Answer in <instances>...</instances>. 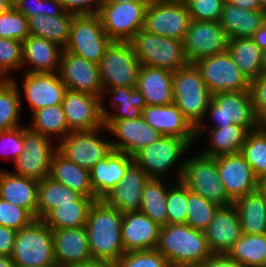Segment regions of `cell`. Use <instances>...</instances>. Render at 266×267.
Here are the masks:
<instances>
[{
	"label": "cell",
	"instance_id": "1",
	"mask_svg": "<svg viewBox=\"0 0 266 267\" xmlns=\"http://www.w3.org/2000/svg\"><path fill=\"white\" fill-rule=\"evenodd\" d=\"M123 213L102 199L91 205L86 222L91 257L114 264L125 253L121 238Z\"/></svg>",
	"mask_w": 266,
	"mask_h": 267
},
{
	"label": "cell",
	"instance_id": "2",
	"mask_svg": "<svg viewBox=\"0 0 266 267\" xmlns=\"http://www.w3.org/2000/svg\"><path fill=\"white\" fill-rule=\"evenodd\" d=\"M155 249L171 267H195L213 255L204 231L196 230L186 223L161 226Z\"/></svg>",
	"mask_w": 266,
	"mask_h": 267
},
{
	"label": "cell",
	"instance_id": "3",
	"mask_svg": "<svg viewBox=\"0 0 266 267\" xmlns=\"http://www.w3.org/2000/svg\"><path fill=\"white\" fill-rule=\"evenodd\" d=\"M173 96L174 104L182 114L196 128V139L207 133L210 125L204 124L206 111L212 99V93L208 90L202 78L200 70L195 64H188L173 71Z\"/></svg>",
	"mask_w": 266,
	"mask_h": 267
},
{
	"label": "cell",
	"instance_id": "4",
	"mask_svg": "<svg viewBox=\"0 0 266 267\" xmlns=\"http://www.w3.org/2000/svg\"><path fill=\"white\" fill-rule=\"evenodd\" d=\"M177 164V181L181 180L190 191L219 206L233 203L222 184L214 157L199 152L197 156L181 159Z\"/></svg>",
	"mask_w": 266,
	"mask_h": 267
},
{
	"label": "cell",
	"instance_id": "5",
	"mask_svg": "<svg viewBox=\"0 0 266 267\" xmlns=\"http://www.w3.org/2000/svg\"><path fill=\"white\" fill-rule=\"evenodd\" d=\"M16 267L57 266L54 257L53 231L41 219L17 232L11 255Z\"/></svg>",
	"mask_w": 266,
	"mask_h": 267
},
{
	"label": "cell",
	"instance_id": "6",
	"mask_svg": "<svg viewBox=\"0 0 266 267\" xmlns=\"http://www.w3.org/2000/svg\"><path fill=\"white\" fill-rule=\"evenodd\" d=\"M130 43L141 65L176 71L189 64L183 41L141 29Z\"/></svg>",
	"mask_w": 266,
	"mask_h": 267
},
{
	"label": "cell",
	"instance_id": "7",
	"mask_svg": "<svg viewBox=\"0 0 266 267\" xmlns=\"http://www.w3.org/2000/svg\"><path fill=\"white\" fill-rule=\"evenodd\" d=\"M140 66L130 41H112L98 63L102 88L136 87Z\"/></svg>",
	"mask_w": 266,
	"mask_h": 267
},
{
	"label": "cell",
	"instance_id": "8",
	"mask_svg": "<svg viewBox=\"0 0 266 267\" xmlns=\"http://www.w3.org/2000/svg\"><path fill=\"white\" fill-rule=\"evenodd\" d=\"M207 113L215 123L211 129L236 124L250 132L261 126L253 106L250 91L221 92L212 95L206 116Z\"/></svg>",
	"mask_w": 266,
	"mask_h": 267
},
{
	"label": "cell",
	"instance_id": "9",
	"mask_svg": "<svg viewBox=\"0 0 266 267\" xmlns=\"http://www.w3.org/2000/svg\"><path fill=\"white\" fill-rule=\"evenodd\" d=\"M111 42L98 14L75 15L64 50L98 64Z\"/></svg>",
	"mask_w": 266,
	"mask_h": 267
},
{
	"label": "cell",
	"instance_id": "10",
	"mask_svg": "<svg viewBox=\"0 0 266 267\" xmlns=\"http://www.w3.org/2000/svg\"><path fill=\"white\" fill-rule=\"evenodd\" d=\"M194 64L212 95L250 91L251 80L235 65L228 51L200 59Z\"/></svg>",
	"mask_w": 266,
	"mask_h": 267
},
{
	"label": "cell",
	"instance_id": "11",
	"mask_svg": "<svg viewBox=\"0 0 266 267\" xmlns=\"http://www.w3.org/2000/svg\"><path fill=\"white\" fill-rule=\"evenodd\" d=\"M102 129L106 130L103 126L91 131H71L57 142V151L78 166L91 170L113 151L111 140L98 135Z\"/></svg>",
	"mask_w": 266,
	"mask_h": 267
},
{
	"label": "cell",
	"instance_id": "12",
	"mask_svg": "<svg viewBox=\"0 0 266 267\" xmlns=\"http://www.w3.org/2000/svg\"><path fill=\"white\" fill-rule=\"evenodd\" d=\"M149 3H103L98 15L109 38L112 41H130L144 27Z\"/></svg>",
	"mask_w": 266,
	"mask_h": 267
},
{
	"label": "cell",
	"instance_id": "13",
	"mask_svg": "<svg viewBox=\"0 0 266 267\" xmlns=\"http://www.w3.org/2000/svg\"><path fill=\"white\" fill-rule=\"evenodd\" d=\"M190 146L187 140L162 135L156 142L138 151L133 156L134 162L149 178L164 179Z\"/></svg>",
	"mask_w": 266,
	"mask_h": 267
},
{
	"label": "cell",
	"instance_id": "14",
	"mask_svg": "<svg viewBox=\"0 0 266 267\" xmlns=\"http://www.w3.org/2000/svg\"><path fill=\"white\" fill-rule=\"evenodd\" d=\"M22 152L14 164V174L40 181L49 176L51 159L57 151V144H52L51 138L32 131L28 125H23Z\"/></svg>",
	"mask_w": 266,
	"mask_h": 267
},
{
	"label": "cell",
	"instance_id": "15",
	"mask_svg": "<svg viewBox=\"0 0 266 267\" xmlns=\"http://www.w3.org/2000/svg\"><path fill=\"white\" fill-rule=\"evenodd\" d=\"M192 21L186 4L150 2L143 29L158 36L183 41Z\"/></svg>",
	"mask_w": 266,
	"mask_h": 267
},
{
	"label": "cell",
	"instance_id": "16",
	"mask_svg": "<svg viewBox=\"0 0 266 267\" xmlns=\"http://www.w3.org/2000/svg\"><path fill=\"white\" fill-rule=\"evenodd\" d=\"M190 64L227 51L228 37L219 22L192 20L183 39Z\"/></svg>",
	"mask_w": 266,
	"mask_h": 267
},
{
	"label": "cell",
	"instance_id": "17",
	"mask_svg": "<svg viewBox=\"0 0 266 267\" xmlns=\"http://www.w3.org/2000/svg\"><path fill=\"white\" fill-rule=\"evenodd\" d=\"M58 74L68 90L101 97L103 88L97 63L63 49Z\"/></svg>",
	"mask_w": 266,
	"mask_h": 267
},
{
	"label": "cell",
	"instance_id": "18",
	"mask_svg": "<svg viewBox=\"0 0 266 267\" xmlns=\"http://www.w3.org/2000/svg\"><path fill=\"white\" fill-rule=\"evenodd\" d=\"M104 127L116 137V140H111L113 150L129 156H134L142 148L156 142L162 136L147 124L142 116L136 119L104 121Z\"/></svg>",
	"mask_w": 266,
	"mask_h": 267
},
{
	"label": "cell",
	"instance_id": "19",
	"mask_svg": "<svg viewBox=\"0 0 266 267\" xmlns=\"http://www.w3.org/2000/svg\"><path fill=\"white\" fill-rule=\"evenodd\" d=\"M62 106L71 131H91L104 126L101 97L67 89Z\"/></svg>",
	"mask_w": 266,
	"mask_h": 267
},
{
	"label": "cell",
	"instance_id": "20",
	"mask_svg": "<svg viewBox=\"0 0 266 267\" xmlns=\"http://www.w3.org/2000/svg\"><path fill=\"white\" fill-rule=\"evenodd\" d=\"M215 160L222 184L233 202L256 191L258 178L240 153L218 156Z\"/></svg>",
	"mask_w": 266,
	"mask_h": 267
},
{
	"label": "cell",
	"instance_id": "21",
	"mask_svg": "<svg viewBox=\"0 0 266 267\" xmlns=\"http://www.w3.org/2000/svg\"><path fill=\"white\" fill-rule=\"evenodd\" d=\"M22 77L21 85L32 113L46 106L62 104L67 88L58 72H24Z\"/></svg>",
	"mask_w": 266,
	"mask_h": 267
},
{
	"label": "cell",
	"instance_id": "22",
	"mask_svg": "<svg viewBox=\"0 0 266 267\" xmlns=\"http://www.w3.org/2000/svg\"><path fill=\"white\" fill-rule=\"evenodd\" d=\"M147 124L164 136H175L187 140L191 145L197 141L196 128L174 104L147 105L142 111Z\"/></svg>",
	"mask_w": 266,
	"mask_h": 267
},
{
	"label": "cell",
	"instance_id": "23",
	"mask_svg": "<svg viewBox=\"0 0 266 267\" xmlns=\"http://www.w3.org/2000/svg\"><path fill=\"white\" fill-rule=\"evenodd\" d=\"M204 234L213 254H227L242 236L241 222L233 203L218 207Z\"/></svg>",
	"mask_w": 266,
	"mask_h": 267
},
{
	"label": "cell",
	"instance_id": "24",
	"mask_svg": "<svg viewBox=\"0 0 266 267\" xmlns=\"http://www.w3.org/2000/svg\"><path fill=\"white\" fill-rule=\"evenodd\" d=\"M148 180L147 173L134 162L122 180L102 200L123 214L140 211L142 190Z\"/></svg>",
	"mask_w": 266,
	"mask_h": 267
},
{
	"label": "cell",
	"instance_id": "25",
	"mask_svg": "<svg viewBox=\"0 0 266 267\" xmlns=\"http://www.w3.org/2000/svg\"><path fill=\"white\" fill-rule=\"evenodd\" d=\"M160 227L141 211L124 213L121 238L125 252L155 249Z\"/></svg>",
	"mask_w": 266,
	"mask_h": 267
},
{
	"label": "cell",
	"instance_id": "26",
	"mask_svg": "<svg viewBox=\"0 0 266 267\" xmlns=\"http://www.w3.org/2000/svg\"><path fill=\"white\" fill-rule=\"evenodd\" d=\"M52 231L54 257L58 267H67L92 258L85 226Z\"/></svg>",
	"mask_w": 266,
	"mask_h": 267
},
{
	"label": "cell",
	"instance_id": "27",
	"mask_svg": "<svg viewBox=\"0 0 266 267\" xmlns=\"http://www.w3.org/2000/svg\"><path fill=\"white\" fill-rule=\"evenodd\" d=\"M133 163V156L114 150L108 157L98 161L90 170L91 185L95 196L103 199L122 180Z\"/></svg>",
	"mask_w": 266,
	"mask_h": 267
},
{
	"label": "cell",
	"instance_id": "28",
	"mask_svg": "<svg viewBox=\"0 0 266 267\" xmlns=\"http://www.w3.org/2000/svg\"><path fill=\"white\" fill-rule=\"evenodd\" d=\"M136 88L144 96L146 105L174 103L173 71L141 65Z\"/></svg>",
	"mask_w": 266,
	"mask_h": 267
},
{
	"label": "cell",
	"instance_id": "29",
	"mask_svg": "<svg viewBox=\"0 0 266 267\" xmlns=\"http://www.w3.org/2000/svg\"><path fill=\"white\" fill-rule=\"evenodd\" d=\"M39 181L8 170L0 172V198L27 209L37 219Z\"/></svg>",
	"mask_w": 266,
	"mask_h": 267
},
{
	"label": "cell",
	"instance_id": "30",
	"mask_svg": "<svg viewBox=\"0 0 266 267\" xmlns=\"http://www.w3.org/2000/svg\"><path fill=\"white\" fill-rule=\"evenodd\" d=\"M105 94H110L111 99H113L110 102L113 112L104 105L103 98L106 96ZM146 106L144 96L136 87L120 86L113 89H103L101 95V114L104 121L139 118Z\"/></svg>",
	"mask_w": 266,
	"mask_h": 267
},
{
	"label": "cell",
	"instance_id": "31",
	"mask_svg": "<svg viewBox=\"0 0 266 267\" xmlns=\"http://www.w3.org/2000/svg\"><path fill=\"white\" fill-rule=\"evenodd\" d=\"M22 43V68L27 65L25 72L59 71L63 48L51 41L33 35L28 36Z\"/></svg>",
	"mask_w": 266,
	"mask_h": 267
},
{
	"label": "cell",
	"instance_id": "32",
	"mask_svg": "<svg viewBox=\"0 0 266 267\" xmlns=\"http://www.w3.org/2000/svg\"><path fill=\"white\" fill-rule=\"evenodd\" d=\"M265 22V10H245L228 1L224 3L219 20L228 39L251 38Z\"/></svg>",
	"mask_w": 266,
	"mask_h": 267
},
{
	"label": "cell",
	"instance_id": "33",
	"mask_svg": "<svg viewBox=\"0 0 266 267\" xmlns=\"http://www.w3.org/2000/svg\"><path fill=\"white\" fill-rule=\"evenodd\" d=\"M49 177L71 190L77 191L82 196L98 199L91 185L90 170L71 162L58 151L53 154L51 159Z\"/></svg>",
	"mask_w": 266,
	"mask_h": 267
},
{
	"label": "cell",
	"instance_id": "34",
	"mask_svg": "<svg viewBox=\"0 0 266 267\" xmlns=\"http://www.w3.org/2000/svg\"><path fill=\"white\" fill-rule=\"evenodd\" d=\"M75 14L64 11L61 15H36L28 17L30 35L44 38L65 48L70 37V28Z\"/></svg>",
	"mask_w": 266,
	"mask_h": 267
},
{
	"label": "cell",
	"instance_id": "35",
	"mask_svg": "<svg viewBox=\"0 0 266 267\" xmlns=\"http://www.w3.org/2000/svg\"><path fill=\"white\" fill-rule=\"evenodd\" d=\"M96 200L99 199L81 196L77 201L60 204L51 210L42 221L52 230L85 226L90 207Z\"/></svg>",
	"mask_w": 266,
	"mask_h": 267
},
{
	"label": "cell",
	"instance_id": "36",
	"mask_svg": "<svg viewBox=\"0 0 266 267\" xmlns=\"http://www.w3.org/2000/svg\"><path fill=\"white\" fill-rule=\"evenodd\" d=\"M239 215L242 234L266 233V202L256 190L233 202Z\"/></svg>",
	"mask_w": 266,
	"mask_h": 267
},
{
	"label": "cell",
	"instance_id": "37",
	"mask_svg": "<svg viewBox=\"0 0 266 267\" xmlns=\"http://www.w3.org/2000/svg\"><path fill=\"white\" fill-rule=\"evenodd\" d=\"M227 51L235 65L251 81L263 74L262 50L252 38L228 39Z\"/></svg>",
	"mask_w": 266,
	"mask_h": 267
},
{
	"label": "cell",
	"instance_id": "38",
	"mask_svg": "<svg viewBox=\"0 0 266 267\" xmlns=\"http://www.w3.org/2000/svg\"><path fill=\"white\" fill-rule=\"evenodd\" d=\"M209 132L208 140L210 141V146L202 150L201 154L214 158L240 153L248 134L244 127L236 124L210 129Z\"/></svg>",
	"mask_w": 266,
	"mask_h": 267
},
{
	"label": "cell",
	"instance_id": "39",
	"mask_svg": "<svg viewBox=\"0 0 266 267\" xmlns=\"http://www.w3.org/2000/svg\"><path fill=\"white\" fill-rule=\"evenodd\" d=\"M82 195L75 190L51 179L49 176L39 181L37 219H43L60 204L77 201Z\"/></svg>",
	"mask_w": 266,
	"mask_h": 267
},
{
	"label": "cell",
	"instance_id": "40",
	"mask_svg": "<svg viewBox=\"0 0 266 267\" xmlns=\"http://www.w3.org/2000/svg\"><path fill=\"white\" fill-rule=\"evenodd\" d=\"M165 179L149 178L142 190V201L140 211L150 217L159 226L168 224L167 215V186Z\"/></svg>",
	"mask_w": 266,
	"mask_h": 267
},
{
	"label": "cell",
	"instance_id": "41",
	"mask_svg": "<svg viewBox=\"0 0 266 267\" xmlns=\"http://www.w3.org/2000/svg\"><path fill=\"white\" fill-rule=\"evenodd\" d=\"M226 255L245 267H265L266 233L242 234Z\"/></svg>",
	"mask_w": 266,
	"mask_h": 267
},
{
	"label": "cell",
	"instance_id": "42",
	"mask_svg": "<svg viewBox=\"0 0 266 267\" xmlns=\"http://www.w3.org/2000/svg\"><path fill=\"white\" fill-rule=\"evenodd\" d=\"M31 116L33 119L28 127L32 131L48 136L49 138L53 135V137L58 138V142L71 132L62 104L38 109Z\"/></svg>",
	"mask_w": 266,
	"mask_h": 267
},
{
	"label": "cell",
	"instance_id": "43",
	"mask_svg": "<svg viewBox=\"0 0 266 267\" xmlns=\"http://www.w3.org/2000/svg\"><path fill=\"white\" fill-rule=\"evenodd\" d=\"M16 81L13 77L8 80L0 79V131L21 126L19 116L23 102Z\"/></svg>",
	"mask_w": 266,
	"mask_h": 267
},
{
	"label": "cell",
	"instance_id": "44",
	"mask_svg": "<svg viewBox=\"0 0 266 267\" xmlns=\"http://www.w3.org/2000/svg\"><path fill=\"white\" fill-rule=\"evenodd\" d=\"M240 154L257 178L266 176V126L248 132Z\"/></svg>",
	"mask_w": 266,
	"mask_h": 267
},
{
	"label": "cell",
	"instance_id": "45",
	"mask_svg": "<svg viewBox=\"0 0 266 267\" xmlns=\"http://www.w3.org/2000/svg\"><path fill=\"white\" fill-rule=\"evenodd\" d=\"M219 205L188 189L186 224L204 231L210 224Z\"/></svg>",
	"mask_w": 266,
	"mask_h": 267
},
{
	"label": "cell",
	"instance_id": "46",
	"mask_svg": "<svg viewBox=\"0 0 266 267\" xmlns=\"http://www.w3.org/2000/svg\"><path fill=\"white\" fill-rule=\"evenodd\" d=\"M22 65L23 43L16 39L0 37V79H11L9 74L22 69Z\"/></svg>",
	"mask_w": 266,
	"mask_h": 267
},
{
	"label": "cell",
	"instance_id": "47",
	"mask_svg": "<svg viewBox=\"0 0 266 267\" xmlns=\"http://www.w3.org/2000/svg\"><path fill=\"white\" fill-rule=\"evenodd\" d=\"M187 199L188 188L181 180L169 186L166 199L168 224L186 223Z\"/></svg>",
	"mask_w": 266,
	"mask_h": 267
},
{
	"label": "cell",
	"instance_id": "48",
	"mask_svg": "<svg viewBox=\"0 0 266 267\" xmlns=\"http://www.w3.org/2000/svg\"><path fill=\"white\" fill-rule=\"evenodd\" d=\"M30 36L28 18L13 6L0 15V37L23 42Z\"/></svg>",
	"mask_w": 266,
	"mask_h": 267
},
{
	"label": "cell",
	"instance_id": "49",
	"mask_svg": "<svg viewBox=\"0 0 266 267\" xmlns=\"http://www.w3.org/2000/svg\"><path fill=\"white\" fill-rule=\"evenodd\" d=\"M116 267H171L166 258L156 249L125 252Z\"/></svg>",
	"mask_w": 266,
	"mask_h": 267
},
{
	"label": "cell",
	"instance_id": "50",
	"mask_svg": "<svg viewBox=\"0 0 266 267\" xmlns=\"http://www.w3.org/2000/svg\"><path fill=\"white\" fill-rule=\"evenodd\" d=\"M36 218L27 210L0 198V225L19 231Z\"/></svg>",
	"mask_w": 266,
	"mask_h": 267
},
{
	"label": "cell",
	"instance_id": "51",
	"mask_svg": "<svg viewBox=\"0 0 266 267\" xmlns=\"http://www.w3.org/2000/svg\"><path fill=\"white\" fill-rule=\"evenodd\" d=\"M13 7L27 18L38 14L58 16L65 11L59 0H14Z\"/></svg>",
	"mask_w": 266,
	"mask_h": 267
},
{
	"label": "cell",
	"instance_id": "52",
	"mask_svg": "<svg viewBox=\"0 0 266 267\" xmlns=\"http://www.w3.org/2000/svg\"><path fill=\"white\" fill-rule=\"evenodd\" d=\"M223 0H188L186 7L192 20L219 22Z\"/></svg>",
	"mask_w": 266,
	"mask_h": 267
},
{
	"label": "cell",
	"instance_id": "53",
	"mask_svg": "<svg viewBox=\"0 0 266 267\" xmlns=\"http://www.w3.org/2000/svg\"><path fill=\"white\" fill-rule=\"evenodd\" d=\"M250 94L261 126H266V74L251 81Z\"/></svg>",
	"mask_w": 266,
	"mask_h": 267
},
{
	"label": "cell",
	"instance_id": "54",
	"mask_svg": "<svg viewBox=\"0 0 266 267\" xmlns=\"http://www.w3.org/2000/svg\"><path fill=\"white\" fill-rule=\"evenodd\" d=\"M0 144L4 147L3 150L5 152L3 153L5 154L7 152L6 155L12 156L11 159L14 163L17 157L24 152L23 125L10 130L0 131ZM0 148L2 149V147Z\"/></svg>",
	"mask_w": 266,
	"mask_h": 267
},
{
	"label": "cell",
	"instance_id": "55",
	"mask_svg": "<svg viewBox=\"0 0 266 267\" xmlns=\"http://www.w3.org/2000/svg\"><path fill=\"white\" fill-rule=\"evenodd\" d=\"M66 12L75 15L98 14L104 0H59Z\"/></svg>",
	"mask_w": 266,
	"mask_h": 267
},
{
	"label": "cell",
	"instance_id": "56",
	"mask_svg": "<svg viewBox=\"0 0 266 267\" xmlns=\"http://www.w3.org/2000/svg\"><path fill=\"white\" fill-rule=\"evenodd\" d=\"M15 229L0 225V255L11 256L17 235Z\"/></svg>",
	"mask_w": 266,
	"mask_h": 267
},
{
	"label": "cell",
	"instance_id": "57",
	"mask_svg": "<svg viewBox=\"0 0 266 267\" xmlns=\"http://www.w3.org/2000/svg\"><path fill=\"white\" fill-rule=\"evenodd\" d=\"M195 267H245L230 259L226 254H213Z\"/></svg>",
	"mask_w": 266,
	"mask_h": 267
},
{
	"label": "cell",
	"instance_id": "58",
	"mask_svg": "<svg viewBox=\"0 0 266 267\" xmlns=\"http://www.w3.org/2000/svg\"><path fill=\"white\" fill-rule=\"evenodd\" d=\"M67 267H116V266L114 263L109 262V261L91 258L90 260L71 264Z\"/></svg>",
	"mask_w": 266,
	"mask_h": 267
},
{
	"label": "cell",
	"instance_id": "59",
	"mask_svg": "<svg viewBox=\"0 0 266 267\" xmlns=\"http://www.w3.org/2000/svg\"><path fill=\"white\" fill-rule=\"evenodd\" d=\"M228 2L245 10H262L258 0H229Z\"/></svg>",
	"mask_w": 266,
	"mask_h": 267
},
{
	"label": "cell",
	"instance_id": "60",
	"mask_svg": "<svg viewBox=\"0 0 266 267\" xmlns=\"http://www.w3.org/2000/svg\"><path fill=\"white\" fill-rule=\"evenodd\" d=\"M251 38L262 51L266 49V22L254 33Z\"/></svg>",
	"mask_w": 266,
	"mask_h": 267
},
{
	"label": "cell",
	"instance_id": "61",
	"mask_svg": "<svg viewBox=\"0 0 266 267\" xmlns=\"http://www.w3.org/2000/svg\"><path fill=\"white\" fill-rule=\"evenodd\" d=\"M266 202V176L258 178L257 189Z\"/></svg>",
	"mask_w": 266,
	"mask_h": 267
},
{
	"label": "cell",
	"instance_id": "62",
	"mask_svg": "<svg viewBox=\"0 0 266 267\" xmlns=\"http://www.w3.org/2000/svg\"><path fill=\"white\" fill-rule=\"evenodd\" d=\"M0 267H16V265L11 256L0 255Z\"/></svg>",
	"mask_w": 266,
	"mask_h": 267
},
{
	"label": "cell",
	"instance_id": "63",
	"mask_svg": "<svg viewBox=\"0 0 266 267\" xmlns=\"http://www.w3.org/2000/svg\"><path fill=\"white\" fill-rule=\"evenodd\" d=\"M13 6L12 0H0V15Z\"/></svg>",
	"mask_w": 266,
	"mask_h": 267
},
{
	"label": "cell",
	"instance_id": "64",
	"mask_svg": "<svg viewBox=\"0 0 266 267\" xmlns=\"http://www.w3.org/2000/svg\"><path fill=\"white\" fill-rule=\"evenodd\" d=\"M150 2L149 0H104V3Z\"/></svg>",
	"mask_w": 266,
	"mask_h": 267
},
{
	"label": "cell",
	"instance_id": "65",
	"mask_svg": "<svg viewBox=\"0 0 266 267\" xmlns=\"http://www.w3.org/2000/svg\"><path fill=\"white\" fill-rule=\"evenodd\" d=\"M262 67L263 73L266 74V49L262 51Z\"/></svg>",
	"mask_w": 266,
	"mask_h": 267
},
{
	"label": "cell",
	"instance_id": "66",
	"mask_svg": "<svg viewBox=\"0 0 266 267\" xmlns=\"http://www.w3.org/2000/svg\"><path fill=\"white\" fill-rule=\"evenodd\" d=\"M188 0H162L163 3L186 4Z\"/></svg>",
	"mask_w": 266,
	"mask_h": 267
},
{
	"label": "cell",
	"instance_id": "67",
	"mask_svg": "<svg viewBox=\"0 0 266 267\" xmlns=\"http://www.w3.org/2000/svg\"><path fill=\"white\" fill-rule=\"evenodd\" d=\"M258 1L260 4V8L266 11V0H258Z\"/></svg>",
	"mask_w": 266,
	"mask_h": 267
},
{
	"label": "cell",
	"instance_id": "68",
	"mask_svg": "<svg viewBox=\"0 0 266 267\" xmlns=\"http://www.w3.org/2000/svg\"><path fill=\"white\" fill-rule=\"evenodd\" d=\"M150 2H154V1H160V2H162V0H149Z\"/></svg>",
	"mask_w": 266,
	"mask_h": 267
}]
</instances>
